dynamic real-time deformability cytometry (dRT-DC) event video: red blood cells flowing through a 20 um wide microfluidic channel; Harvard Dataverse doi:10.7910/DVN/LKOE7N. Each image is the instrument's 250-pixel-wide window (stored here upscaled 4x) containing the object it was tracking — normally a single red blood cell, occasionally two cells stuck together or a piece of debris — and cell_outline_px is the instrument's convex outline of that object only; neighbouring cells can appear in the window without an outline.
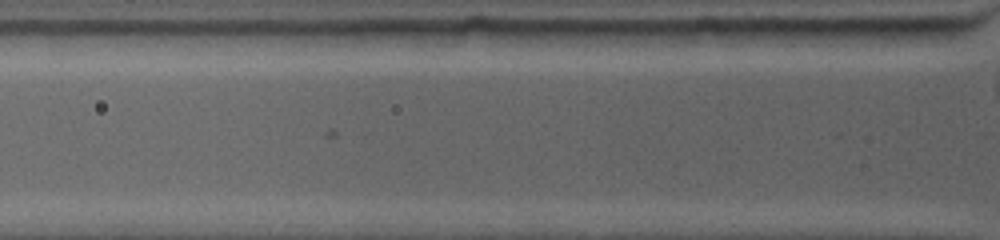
{"species": "common noctule bat (a hibernating species)", "species_latin": "Nyctalus noctula", "temperature_condition": "warm", "stored_images_in_passage": 4, "camera_frame_rate_fps": 4500, "um_per_image_px": 0.085, "animal": {"sex": "female", "body_mass_g": 19.0, "forearm_length_mm": 53.3}, "frame": {"image": 1, "passage_image": 4, "time_ms": 0.889, "image_size_px": [1000, 240], "cell_outline_px": [[964, 28], [956, 36], [936, 44], [896, 48], [864, 44], [840, 28]], "centroid_in_image_um": [76.69, 3.07], "position_along_channel_um": 49.1, "area_um2": 12.72}}